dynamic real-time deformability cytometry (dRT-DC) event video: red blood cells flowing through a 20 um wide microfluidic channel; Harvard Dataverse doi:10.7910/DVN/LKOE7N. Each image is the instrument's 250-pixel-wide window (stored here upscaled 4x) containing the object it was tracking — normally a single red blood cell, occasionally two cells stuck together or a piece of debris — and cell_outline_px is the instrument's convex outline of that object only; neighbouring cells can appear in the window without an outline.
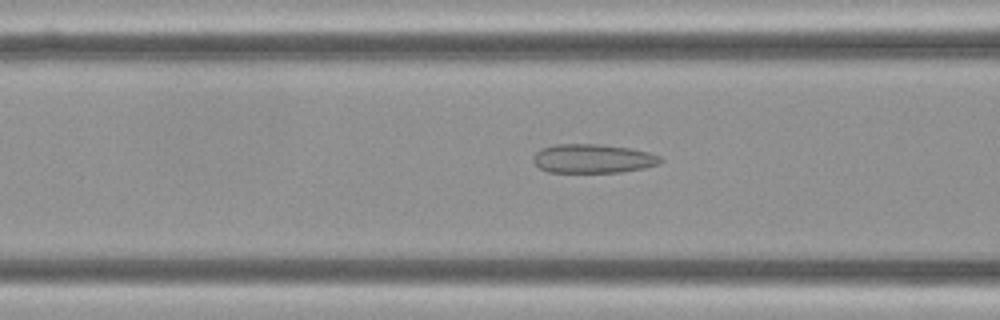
{"species": "Egyptian fruit bat (a non-hibernating species)", "species_latin": "Rousettus aegyptiacus", "temperature_condition": "cold", "stored_images_in_passage": 47, "camera_frame_rate_fps": 3000, "um_per_image_px": 0.085, "frame": {"image": 1, "passage_image": 12, "time_ms": 3.667, "image_size_px": [1000, 320], "cell_outline_px": [[664, 160], [660, 164], [644, 168], [620, 172], [548, 172], [540, 168], [532, 160], [532, 156], [540, 148], [556, 144], [596, 144], [632, 148], [648, 152], [660, 156]], "centroid_in_image_um": [50.4, 13.48], "position_along_channel_um": 116.2, "area_um2": 21.62}}
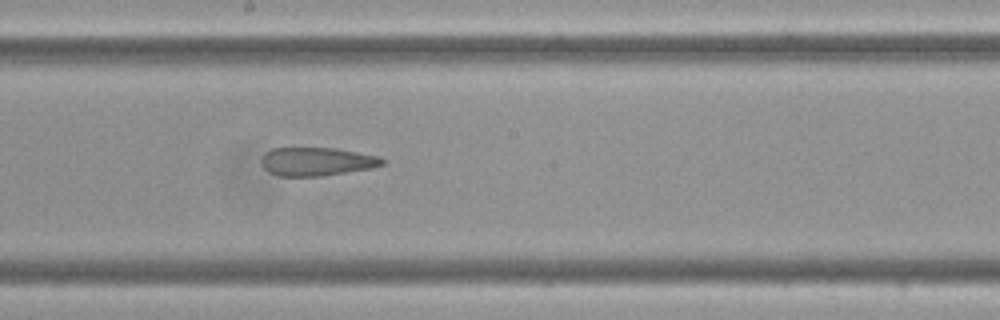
{"frame": {"image": 2, "passage_image": 21, "time_ms": 6.667, "image_size_px": [1000, 320], "cell_outline_px": [[384, 164], [372, 168], [320, 176], [276, 176], [268, 172], [264, 168], [260, 160], [264, 152], [272, 148], [336, 148], [380, 156], [384, 160]], "centroid_in_image_um": [26.89, 13.73], "position_along_channel_um": 221.3, "area_um2": 20.17}}
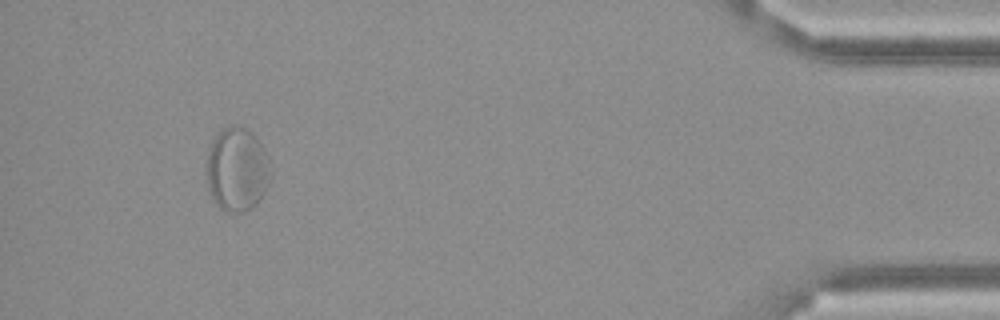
{"frame": {"image": 3, "passage_image": 43, "time_ms": 14.0, "image_size_px": [1000, 320], "cell_outline_px": [[268, 184], [260, 200], [252, 208], [244, 212], [224, 212], [216, 204], [208, 188], [208, 148], [212, 140], [224, 128], [236, 124], [252, 132], [256, 136], [268, 156]], "centroid_in_image_um": [20.14, 14.41], "position_along_channel_um": 415.1, "area_um2": 30.98}, "authors_computed_cell_mechanics": {"area_um2": 22.5998, "velocity_mm_per_s": 3.496, "shape_relaxation_time_tau1_ms": null, "shape_relaxation_time_tau2_ms": 4.379, "deformation_change_tau1": null, "deformation_change_tau2": 0.1348}}